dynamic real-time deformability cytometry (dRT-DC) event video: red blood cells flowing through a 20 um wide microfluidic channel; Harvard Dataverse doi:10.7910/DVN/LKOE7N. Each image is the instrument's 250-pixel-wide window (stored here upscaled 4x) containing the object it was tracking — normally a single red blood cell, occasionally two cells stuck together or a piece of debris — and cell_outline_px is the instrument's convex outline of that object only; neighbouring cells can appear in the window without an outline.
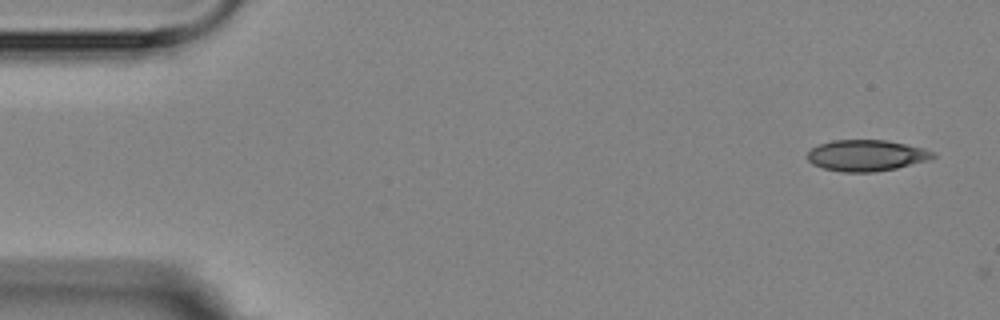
{"species": "Egyptian fruit bat (a non-hibernating species)", "species_latin": "Rousettus aegyptiacus", "temperature_condition": "room temperature", "stored_images_in_passage": 2, "camera_frame_rate_fps": 3000, "um_per_image_px": 0.085, "animal": {"sex": "female"}, "frame": {"image": 1, "passage_image": 1, "time_ms": 0.0, "image_size_px": [1000, 320], "cell_outline_px": [[936, 156], [924, 160], [896, 168], [872, 172], [844, 172], [824, 168], [812, 164], [808, 160], [808, 152], [812, 148], [820, 144], [832, 140], [884, 140], [924, 148], [936, 152]], "centroid_in_image_um": [73.62, 13.21], "position_along_channel_um": 11.4, "area_um2": 22.48}}